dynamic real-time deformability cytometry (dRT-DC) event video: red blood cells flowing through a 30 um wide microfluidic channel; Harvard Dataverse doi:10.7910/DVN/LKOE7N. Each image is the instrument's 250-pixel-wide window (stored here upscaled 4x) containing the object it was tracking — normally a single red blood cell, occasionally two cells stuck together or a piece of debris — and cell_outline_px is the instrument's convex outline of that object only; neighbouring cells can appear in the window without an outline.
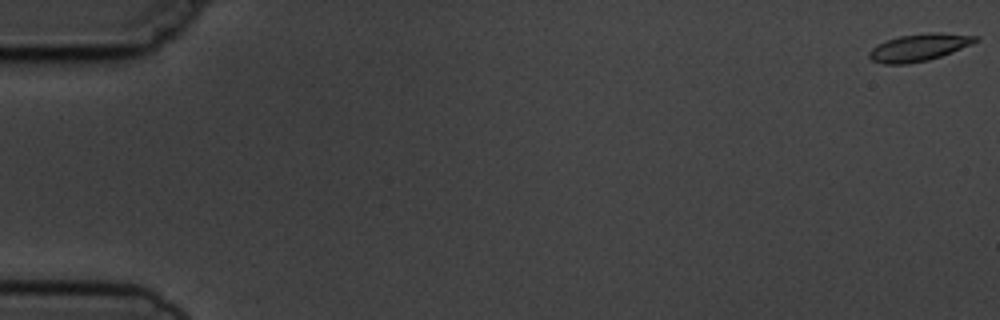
{"species": "common noctule bat (a hibernating species)", "species_latin": "Nyctalus noctula", "temperature_condition": "cold", "stored_images_in_passage": 5, "segment_of_instrument_passage": [2, 2], "camera_frame_rate_fps": 3000, "um_per_image_px": 0.085, "animal": {"sex": "male", "body_mass_g": 19.5, "forearm_length_mm": 54.6}, "frame": {"image": 1, "passage_image": 5, "time_ms": 5.667, "image_size_px": [1000, 320], "cell_outline_px": [[980, 40], [972, 44], [952, 52], [928, 60], [908, 64], [884, 64], [872, 60], [868, 56], [868, 52], [876, 44], [900, 36], [928, 32], [940, 32], [980, 36]], "centroid_in_image_um": [78.14, 4.02], "position_along_channel_um": 6.9, "area_um2": 16.99}}